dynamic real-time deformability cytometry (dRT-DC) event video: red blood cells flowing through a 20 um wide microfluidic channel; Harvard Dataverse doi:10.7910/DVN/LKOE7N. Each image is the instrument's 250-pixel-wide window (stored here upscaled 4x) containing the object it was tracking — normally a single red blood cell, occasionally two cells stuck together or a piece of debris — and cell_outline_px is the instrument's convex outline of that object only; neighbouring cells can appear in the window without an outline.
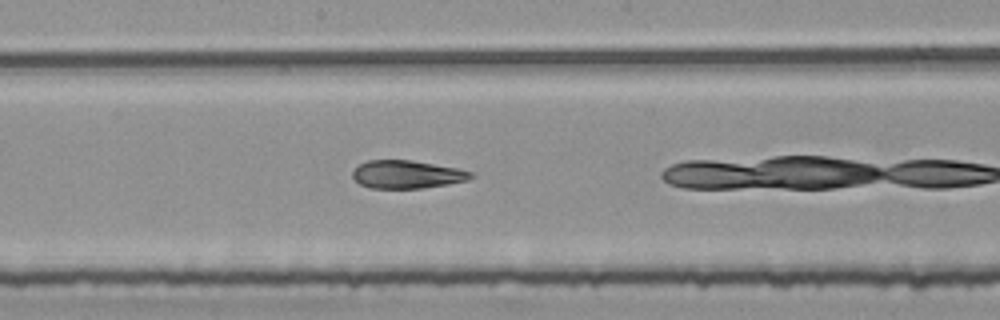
{"species": "common noctule bat (a hibernating species)", "species_latin": "Nyctalus noctula", "temperature_condition": "room temperature", "stored_images_in_passage": 19, "camera_frame_rate_fps": 3000, "um_per_image_px": 0.085, "animal": {"sex": "female", "body_mass_g": 25.1}, "frame": {"image": 1, "passage_image": 11, "time_ms": 3.333, "image_size_px": [1000, 320], "cell_outline_px": [[476, 176], [468, 180], [448, 184], [424, 188], [368, 188], [360, 184], [352, 176], [352, 172], [360, 164], [368, 160], [412, 160], [460, 168], [472, 172]], "centroid_in_image_um": [34.64, 14.82], "position_along_channel_um": 213.6, "area_um2": 19.48}}
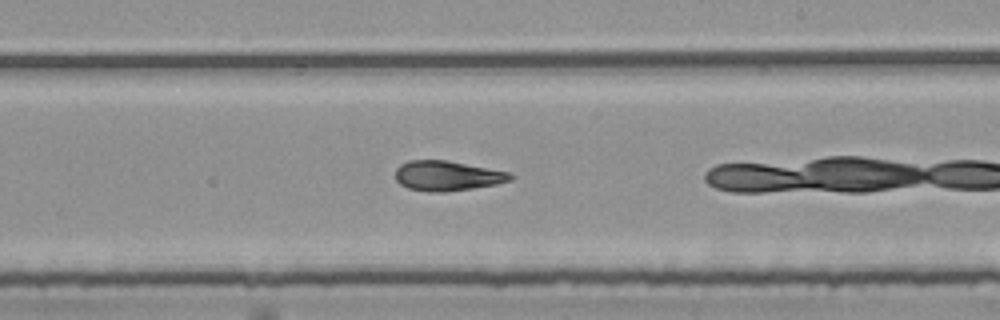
{"frame": {"image": 2, "passage_image": 14, "time_ms": 4.333, "image_size_px": [1000, 320], "cell_outline_px": [[512, 180], [496, 184], [472, 188], [444, 192], [428, 192], [408, 188], [400, 184], [396, 180], [396, 168], [400, 164], [408, 160], [448, 160], [508, 172], [512, 176]], "centroid_in_image_um": [37.97, 14.94], "position_along_channel_um": 251.0, "area_um2": 20.0}}